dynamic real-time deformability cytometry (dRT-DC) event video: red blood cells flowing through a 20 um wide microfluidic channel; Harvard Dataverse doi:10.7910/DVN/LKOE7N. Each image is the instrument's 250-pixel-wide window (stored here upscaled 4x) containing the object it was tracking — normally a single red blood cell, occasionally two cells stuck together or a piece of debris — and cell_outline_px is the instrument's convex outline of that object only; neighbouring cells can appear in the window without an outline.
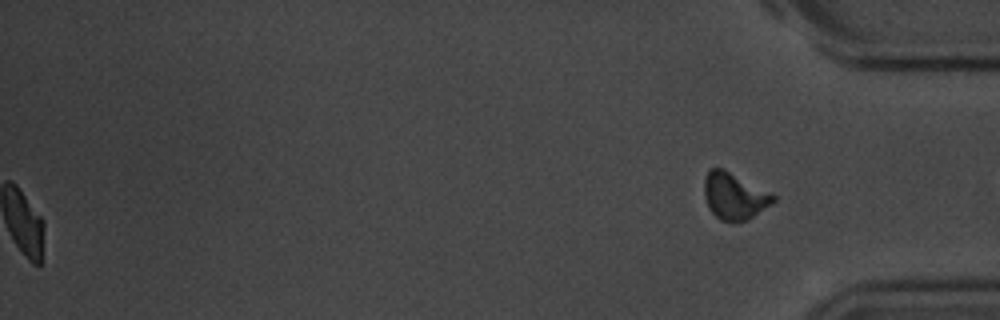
{"species": "common noctule bat (a hibernating species)", "species_latin": "Nyctalus noctula", "temperature_condition": "room temperature", "stored_images_in_passage": 57, "segment_of_instrument_passage": [2, 2], "camera_frame_rate_fps": 3000, "um_per_image_px": 0.085, "animal": {"sex": "male", "body_mass_g": 20.1, "forearm_length_mm": 53.5}, "frame": {"image": 1, "passage_image": 57, "time_ms": 18.667, "image_size_px": [1000, 320], "cell_outline_px": [[776, 200], [772, 204], [752, 216], [736, 224], [720, 220], [708, 208], [704, 196], [704, 180], [708, 172], [712, 168], [720, 168], [772, 192], [776, 196]], "centroid_in_image_um": [62.42, 16.7], "position_along_channel_um": 372.8, "area_um2": 18.73}}